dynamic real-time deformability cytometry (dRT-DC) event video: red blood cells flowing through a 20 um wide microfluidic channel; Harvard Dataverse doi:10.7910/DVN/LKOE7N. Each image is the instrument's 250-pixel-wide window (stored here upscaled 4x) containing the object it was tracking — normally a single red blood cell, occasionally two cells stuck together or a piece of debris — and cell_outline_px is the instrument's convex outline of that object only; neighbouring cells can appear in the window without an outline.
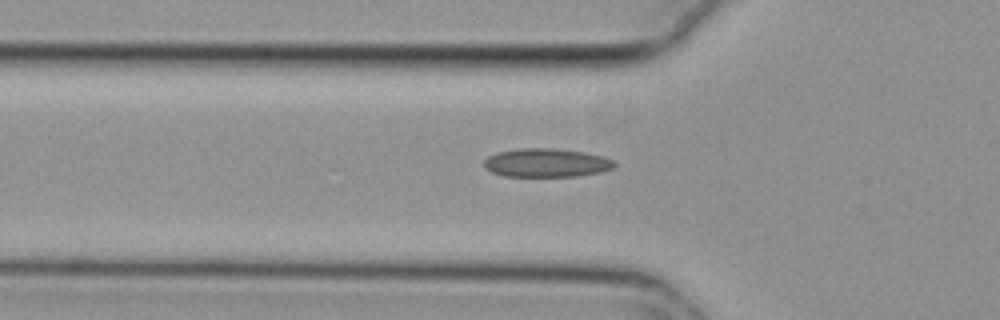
{"species": "common noctule bat (a hibernating species)", "species_latin": "Nyctalus noctula", "temperature_condition": "cold", "stored_images_in_passage": 34, "camera_frame_rate_fps": 3000, "um_per_image_px": 0.085, "animal": {"sex": "female", "body_mass_g": 29.2, "forearm_length_mm": 56.3}, "frame": {"image": 1, "passage_image": 4, "time_ms": 1.0, "image_size_px": [1000, 320], "cell_outline_px": [[616, 164], [612, 168], [600, 172], [576, 176], [504, 176], [492, 172], [484, 168], [484, 160], [488, 156], [496, 152], [520, 148], [552, 148], [584, 152], [604, 156], [612, 160]], "centroid_in_image_um": [46.41, 13.83], "position_along_channel_um": 79.4, "area_um2": 21.73}}
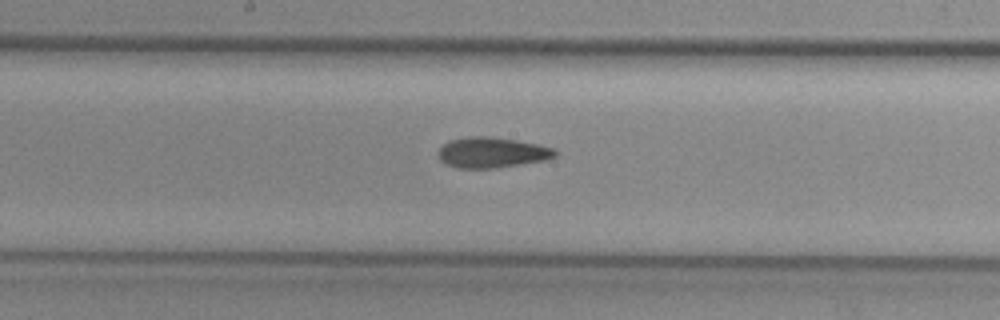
{"frame": {"image": 2, "passage_image": 14, "time_ms": 4.333, "image_size_px": [1000, 320], "cell_outline_px": [[556, 156], [544, 160], [492, 168], [456, 168], [440, 160], [436, 152], [444, 144], [452, 140], [468, 136], [484, 136], [516, 140], [556, 148]], "centroid_in_image_um": [41.79, 12.96], "position_along_channel_um": 206.4, "area_um2": 20.52}}
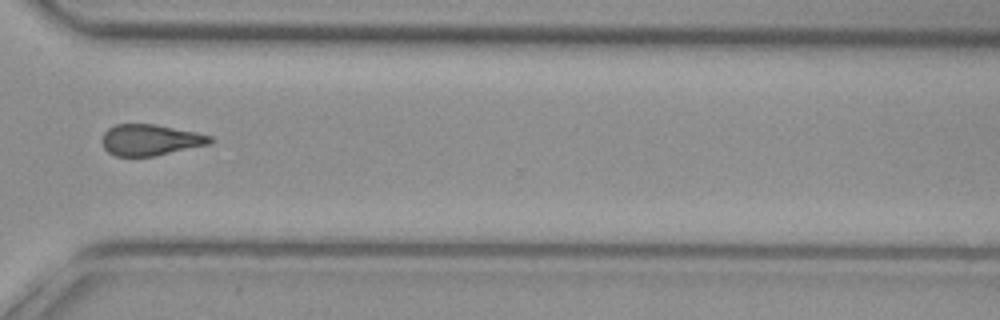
{"frame": {"image": 3, "passage_image": 26, "time_ms": 8.333, "image_size_px": [1000, 320], "cell_outline_px": [[212, 144], [156, 156], [116, 156], [108, 152], [104, 148], [100, 140], [104, 132], [108, 128], [116, 124], [156, 124], [196, 132], [212, 136]], "centroid_in_image_um": [12.78, 11.9], "position_along_channel_um": 357.8, "area_um2": 19.88}}